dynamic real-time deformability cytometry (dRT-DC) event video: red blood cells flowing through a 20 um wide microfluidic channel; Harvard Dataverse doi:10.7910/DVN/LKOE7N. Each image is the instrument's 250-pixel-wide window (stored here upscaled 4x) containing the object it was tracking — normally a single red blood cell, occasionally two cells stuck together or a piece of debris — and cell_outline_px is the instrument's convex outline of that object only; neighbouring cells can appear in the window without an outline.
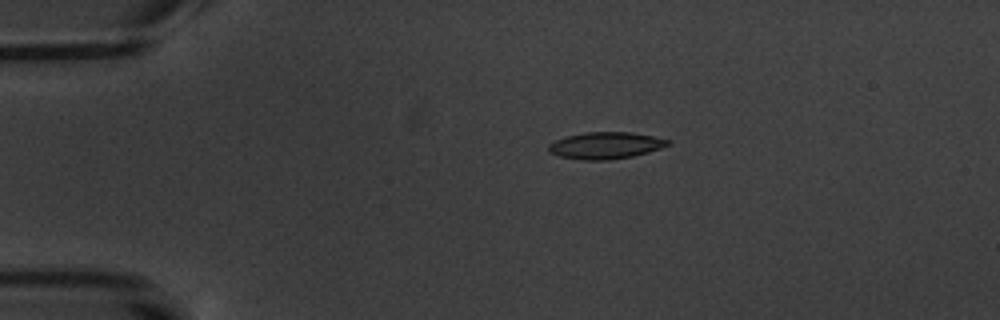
{"species": "common noctule bat (a hibernating species)", "species_latin": "Nyctalus noctula", "temperature_condition": "warm", "stored_images_in_passage": 9, "camera_frame_rate_fps": 3000, "um_per_image_px": 0.085, "animal": {"sex": "male", "body_mass_g": 20.1, "forearm_length_mm": 53.5}, "frame": {"image": 1, "passage_image": 4, "time_ms": 3.333, "image_size_px": [1000, 320], "cell_outline_px": [[672, 144], [648, 152], [632, 156], [608, 160], [580, 160], [560, 156], [548, 152], [548, 144], [556, 140], [568, 136], [584, 132], [632, 132], [672, 140]], "centroid_in_image_um": [51.49, 12.36], "position_along_channel_um": 33.5, "area_um2": 18.67}}
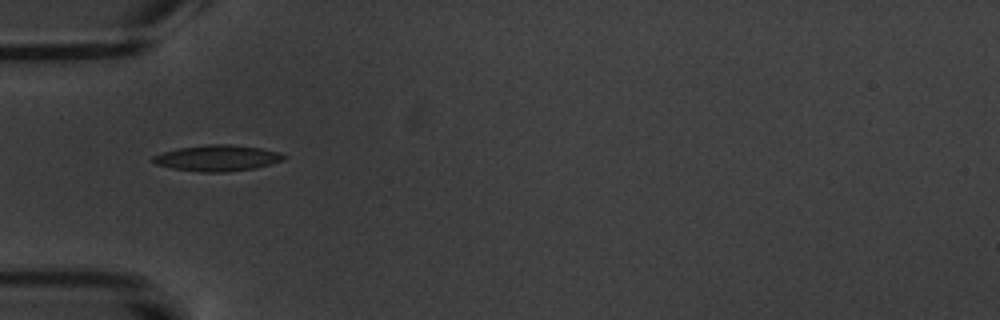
{"frame": {"image": 2, "passage_image": 6, "time_ms": 5.667, "image_size_px": [1000, 320], "cell_outline_px": [[288, 156], [284, 160], [252, 168], [224, 172], [200, 172], [172, 168], [156, 164], [152, 160], [152, 156], [164, 152], [180, 148], [208, 144], [232, 144], [260, 148], [280, 152]], "centroid_in_image_um": [18.49, 13.43], "position_along_channel_um": 66.5, "area_um2": 19.65}}
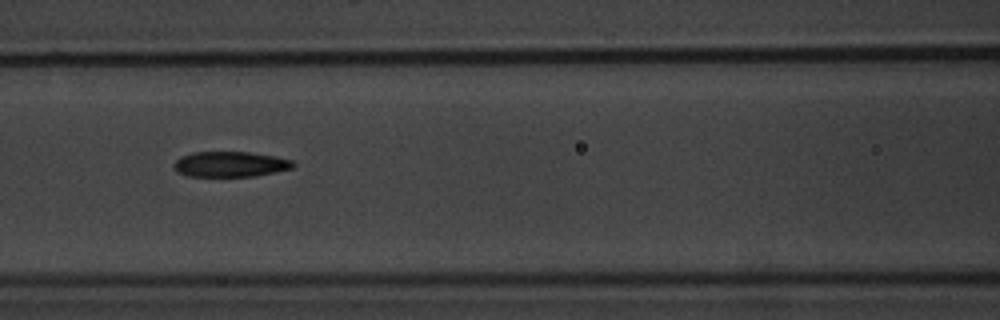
{"frame": {"image": 3, "passage_image": 8, "time_ms": 8.0, "image_size_px": [1000, 320], "cell_outline_px": [[296, 164], [292, 168], [252, 176], [188, 176], [176, 172], [172, 164], [180, 156], [192, 152], [252, 152], [276, 156], [292, 160]], "centroid_in_image_um": [19.53, 13.94], "position_along_channel_um": 147.1, "area_um2": 17.69}}